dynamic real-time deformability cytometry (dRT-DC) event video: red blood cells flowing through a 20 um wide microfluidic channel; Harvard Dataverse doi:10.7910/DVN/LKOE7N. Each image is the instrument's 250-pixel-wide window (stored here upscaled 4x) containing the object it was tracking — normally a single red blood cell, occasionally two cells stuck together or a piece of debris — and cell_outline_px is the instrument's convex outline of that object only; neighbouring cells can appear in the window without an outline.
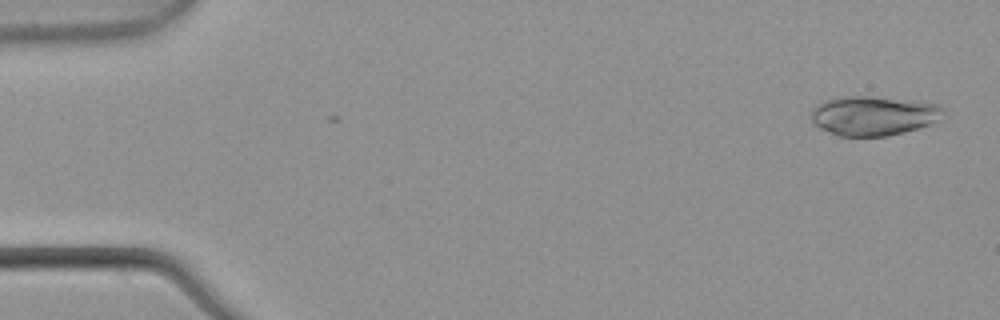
{"species": "common noctule bat (a hibernating species)", "species_latin": "Nyctalus noctula", "temperature_condition": "warm", "stored_images_in_passage": 2, "camera_frame_rate_fps": 3000, "um_per_image_px": 0.085, "animal": {"sex": "male", "body_mass_g": 21.5, "forearm_length_mm": 52.0}, "frame": {"image": 1, "passage_image": 2, "time_ms": 0.333, "image_size_px": [1000, 320], "cell_outline_px": [[944, 108], [936, 120], [928, 124], [904, 132], [884, 136], [840, 136], [820, 128], [812, 124], [812, 108], [816, 104], [828, 100], [844, 96], [872, 96], [940, 104]], "centroid_in_image_um": [74.19, 9.83], "position_along_channel_um": 10.8, "area_um2": 29.94}}